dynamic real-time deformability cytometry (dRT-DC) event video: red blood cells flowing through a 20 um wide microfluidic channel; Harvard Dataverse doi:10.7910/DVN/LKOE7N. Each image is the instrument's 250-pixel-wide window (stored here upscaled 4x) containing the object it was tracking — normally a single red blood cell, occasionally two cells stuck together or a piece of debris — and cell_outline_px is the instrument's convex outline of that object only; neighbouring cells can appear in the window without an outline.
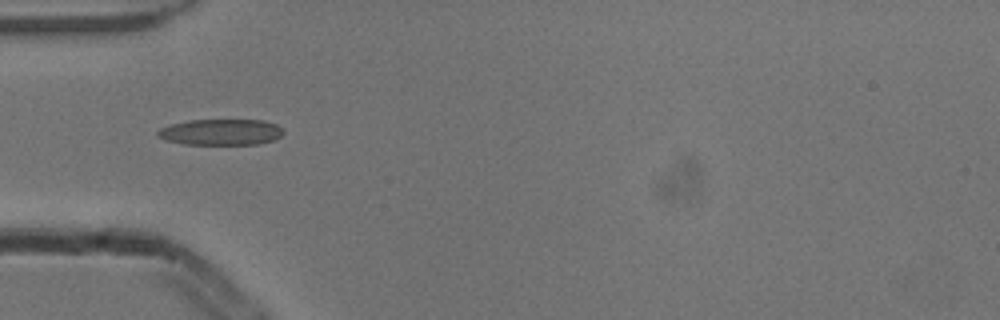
{"species": "common noctule bat (a hibernating species)", "species_latin": "Nyctalus noctula", "temperature_condition": "cold", "stored_images_in_passage": 37, "camera_frame_rate_fps": 3000, "um_per_image_px": 0.085, "animal": {"sex": "male", "body_mass_g": 13.3}, "frame": {"image": 1, "passage_image": 1, "time_ms": 0.0, "image_size_px": [1000, 320], "cell_outline_px": [[284, 132], [280, 136], [272, 140], [260, 144], [184, 144], [168, 140], [156, 136], [156, 132], [160, 128], [172, 124], [188, 120], [264, 120], [276, 124]], "centroid_in_image_um": [18.77, 11.22], "position_along_channel_um": 66.2, "area_um2": 18.96}}
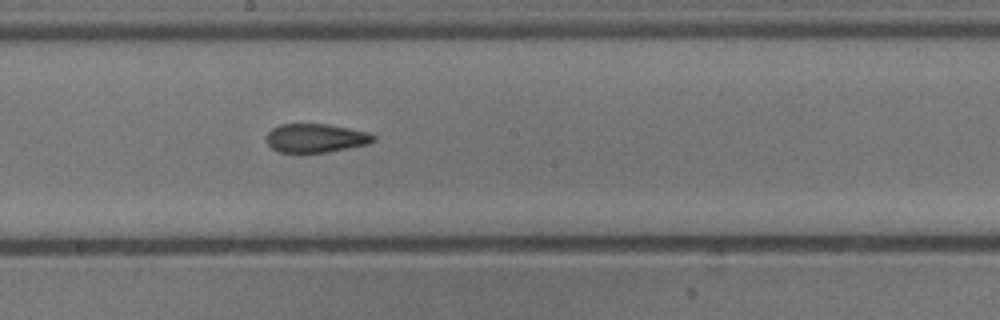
{"frame": {"image": 2, "passage_image": 13, "time_ms": 4.0, "image_size_px": [1000, 320], "cell_outline_px": [[376, 140], [368, 144], [328, 152], [280, 152], [272, 148], [268, 144], [268, 132], [272, 128], [280, 124], [328, 124], [372, 132], [376, 136]], "centroid_in_image_um": [26.91, 11.72], "position_along_channel_um": 221.3, "area_um2": 17.98}}
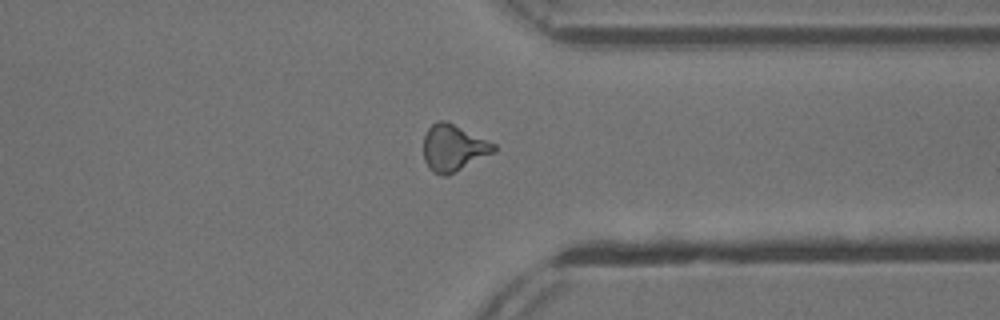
{"frame": {"image": 3, "passage_image": 25, "time_ms": 8.0, "image_size_px": [1000, 320], "cell_outline_px": [[496, 152], [448, 176], [440, 176], [432, 172], [428, 168], [424, 160], [424, 136], [428, 128], [436, 120], [444, 120], [496, 144]], "centroid_in_image_um": [38.53, 12.6], "position_along_channel_um": 372.9, "area_um2": 19.25}, "authors_computed_cell_mechanics": {"area_um2": 18.3804, "velocity_mm_per_s": 3.8723, "shape_relaxation_time_tau1_ms": null, "shape_relaxation_time_tau2_ms": 2.3577, "deformation_change_tau1": null, "deformation_change_tau2": 0.1039}}